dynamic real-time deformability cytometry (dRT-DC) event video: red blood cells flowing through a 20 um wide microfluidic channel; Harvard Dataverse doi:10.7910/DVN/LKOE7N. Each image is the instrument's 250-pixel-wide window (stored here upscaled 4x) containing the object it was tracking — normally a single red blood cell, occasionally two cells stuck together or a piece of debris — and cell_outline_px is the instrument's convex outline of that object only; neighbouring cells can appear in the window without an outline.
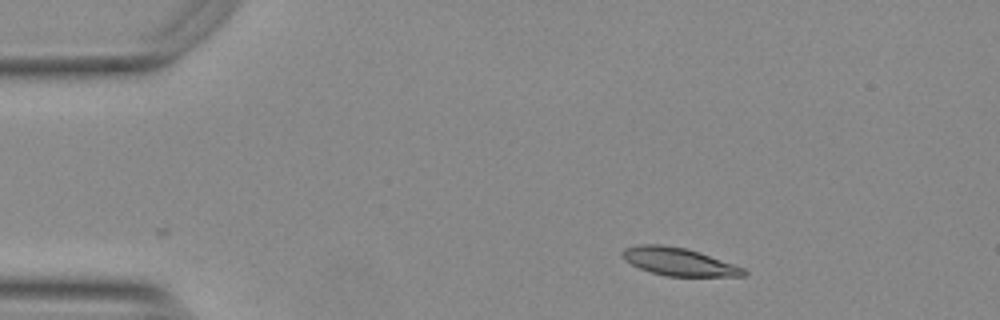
{"species": "Egyptian fruit bat (a non-hibernating species)", "species_latin": "Rousettus aegyptiacus", "temperature_condition": "warm", "stored_images_in_passage": 47, "camera_frame_rate_fps": 3000, "um_per_image_px": 0.085, "animal": {"sex": "female"}, "frame": {"image": 1, "passage_image": 1, "time_ms": 0.0, "image_size_px": [1000, 320], "cell_outline_px": [[748, 272], [744, 276], [668, 276], [652, 272], [640, 268], [624, 260], [620, 252], [624, 248], [640, 244], [660, 244], [684, 248], [700, 252], [744, 268]], "centroid_in_image_um": [57.68, 22.24], "position_along_channel_um": 27.3, "area_um2": 19.54}}
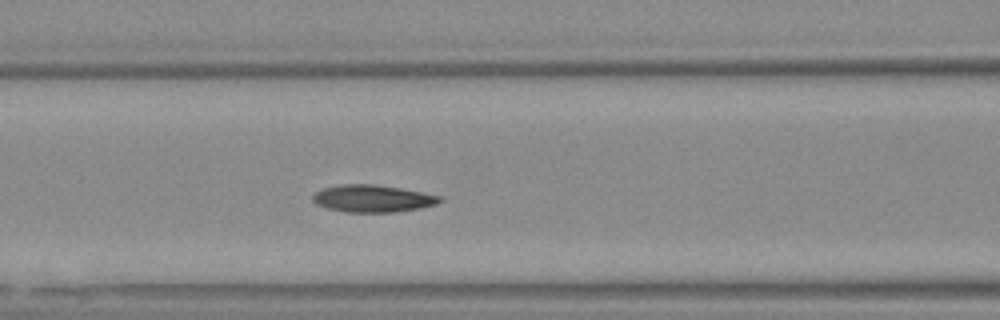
{"frame": {"image": 2, "passage_image": 15, "time_ms": 4.667, "image_size_px": [1000, 320], "cell_outline_px": [[444, 200], [436, 204], [420, 208], [396, 212], [348, 212], [328, 208], [316, 204], [312, 200], [312, 196], [316, 192], [324, 188], [340, 184], [372, 184], [400, 188], [440, 196]], "centroid_in_image_um": [31.67, 16.87], "position_along_channel_um": 134.9, "area_um2": 20.0}}
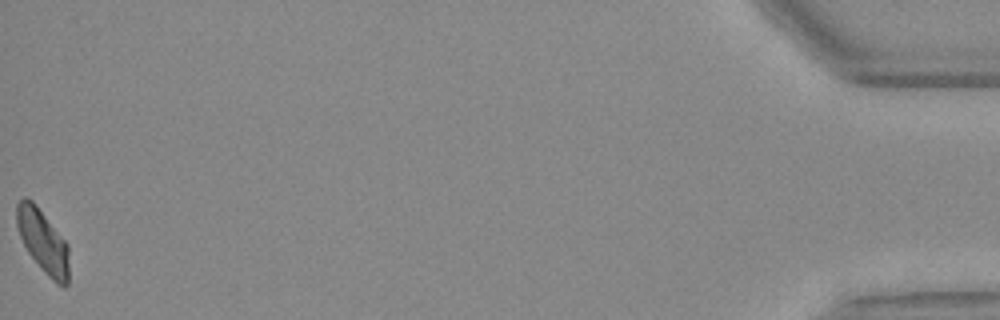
{"frame": {"image": 3, "passage_image": 47, "time_ms": 15.333, "image_size_px": [1000, 320], "cell_outline_px": [[68, 284], [64, 288], [56, 284], [48, 276], [28, 252], [20, 236], [16, 224], [16, 204], [24, 196], [32, 200], [36, 204], [68, 244]], "centroid_in_image_um": [3.65, 20.5], "position_along_channel_um": 431.6, "area_um2": 19.25}, "authors_computed_cell_mechanics": {"area_um2": 19.5364, "velocity_mm_per_s": 3.731, "shape_relaxation_time_tau1_ms": null, "shape_relaxation_time_tau2_ms": 3.2167, "deformation_change_tau1": null, "deformation_change_tau2": 0.091}}